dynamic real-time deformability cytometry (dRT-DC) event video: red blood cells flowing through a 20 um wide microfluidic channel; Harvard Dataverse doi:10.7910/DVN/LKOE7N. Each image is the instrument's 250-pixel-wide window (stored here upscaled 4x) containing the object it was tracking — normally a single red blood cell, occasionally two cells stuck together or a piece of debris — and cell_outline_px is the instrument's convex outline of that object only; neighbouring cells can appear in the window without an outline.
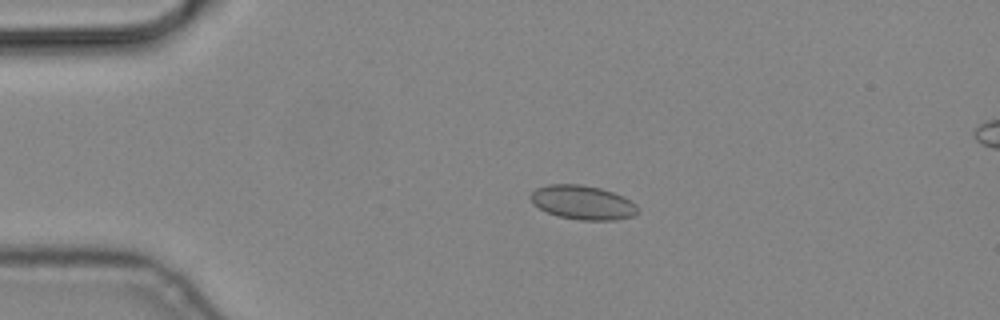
{"species": "common noctule bat (a hibernating species)", "species_latin": "Nyctalus noctula", "temperature_condition": "cold", "stored_images_in_passage": 7, "camera_frame_rate_fps": 3000, "um_per_image_px": 0.085, "animal": {"sex": "male", "body_mass_g": 19.2, "forearm_length_mm": 51.8}, "frame": {"image": 1, "passage_image": 4, "time_ms": 1.0, "image_size_px": [1000, 320], "cell_outline_px": [[640, 212], [632, 216], [612, 220], [580, 220], [560, 216], [548, 212], [532, 204], [528, 196], [536, 188], [548, 184], [580, 184], [600, 188], [624, 196], [632, 200], [640, 208]], "centroid_in_image_um": [49.54, 17.2], "position_along_channel_um": 35.5, "area_um2": 21.44}}
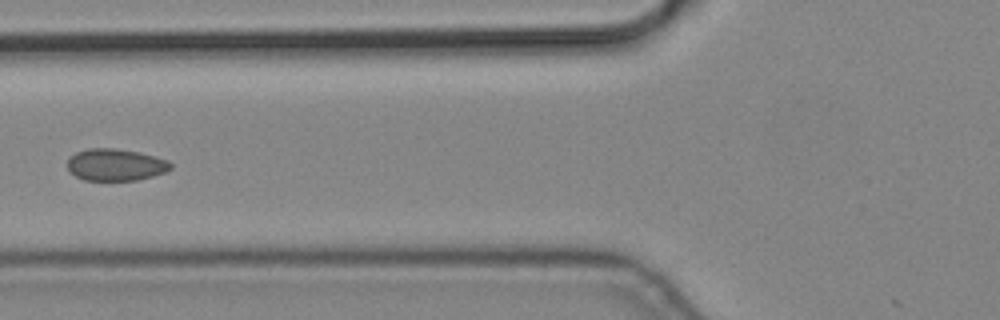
{"frame": {"image": 2, "passage_image": 7, "time_ms": 2.0, "image_size_px": [1000, 320], "cell_outline_px": [[172, 168], [164, 172], [152, 176], [136, 180], [84, 180], [76, 176], [68, 168], [68, 160], [76, 152], [88, 148], [116, 148], [140, 152], [168, 160], [172, 164]], "centroid_in_image_um": [9.84, 13.99], "position_along_channel_um": 116.0, "area_um2": 19.13}}